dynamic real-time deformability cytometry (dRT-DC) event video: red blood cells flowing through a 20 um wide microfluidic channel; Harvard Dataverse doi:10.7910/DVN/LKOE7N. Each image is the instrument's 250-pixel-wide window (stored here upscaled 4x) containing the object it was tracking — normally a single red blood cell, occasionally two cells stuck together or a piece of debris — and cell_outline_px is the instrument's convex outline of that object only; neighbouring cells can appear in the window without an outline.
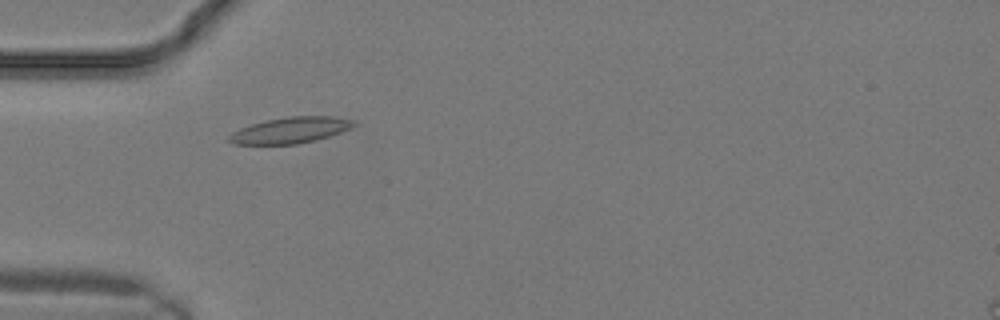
{"species": "common noctule bat (a hibernating species)", "species_latin": "Nyctalus noctula", "temperature_condition": "warm", "stored_images_in_passage": 8, "camera_frame_rate_fps": 3000, "um_per_image_px": 0.085, "animal": {"sex": "male", "body_mass_g": 19.2, "forearm_length_mm": 51.8}, "frame": {"image": 1, "passage_image": 6, "time_ms": 1.667, "image_size_px": [1000, 320], "cell_outline_px": [[356, 124], [352, 128], [316, 140], [296, 144], [232, 144], [228, 140], [228, 136], [232, 132], [240, 128], [252, 124], [268, 120], [288, 116], [332, 116], [356, 120]], "centroid_in_image_um": [24.7, 11.06], "position_along_channel_um": 60.3, "area_um2": 18.9}}